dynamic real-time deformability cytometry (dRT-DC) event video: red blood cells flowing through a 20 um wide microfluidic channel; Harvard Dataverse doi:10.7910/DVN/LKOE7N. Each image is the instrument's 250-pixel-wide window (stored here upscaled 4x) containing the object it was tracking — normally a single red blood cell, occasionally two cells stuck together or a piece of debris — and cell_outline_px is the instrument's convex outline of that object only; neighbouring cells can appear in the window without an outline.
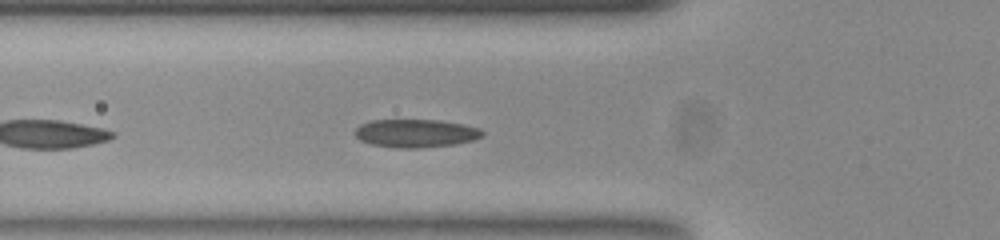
{"species": "common noctule bat (a hibernating species)", "species_latin": "Nyctalus noctula", "temperature_condition": "room temperature", "stored_images_in_passage": 37, "camera_frame_rate_fps": 3000, "um_per_image_px": 0.085, "animal": {"sex": "female", "body_mass_g": 23.0, "forearm_length_mm": 53.4}, "frame": {"image": 1, "passage_image": 6, "time_ms": 1.667, "image_size_px": [1000, 240], "cell_outline_px": [[484, 136], [472, 140], [456, 144], [416, 148], [396, 148], [372, 144], [360, 140], [356, 136], [356, 128], [360, 124], [372, 120], [436, 120], [460, 124], [480, 128], [484, 132]], "centroid_in_image_um": [35.34, 11.33], "position_along_channel_um": 90.5, "area_um2": 20.75}}
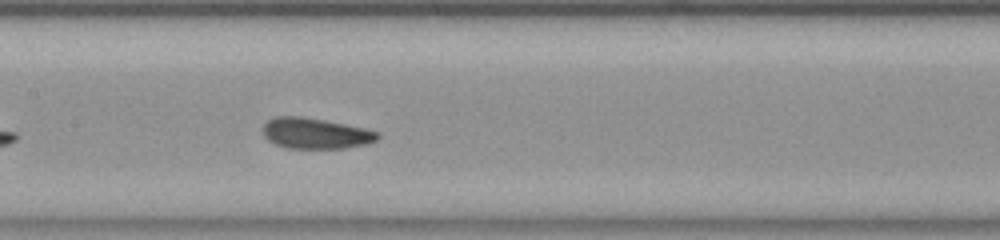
{"frame": {"image": 2, "passage_image": 13, "time_ms": 4.0, "image_size_px": [1000, 240], "cell_outline_px": [[380, 136], [376, 140], [368, 144], [344, 148], [288, 148], [276, 144], [268, 140], [264, 136], [264, 124], [268, 120], [276, 116], [300, 116], [324, 120], [364, 128], [380, 132]], "centroid_in_image_um": [26.84, 11.33], "position_along_channel_um": 180.6, "area_um2": 20.46}}
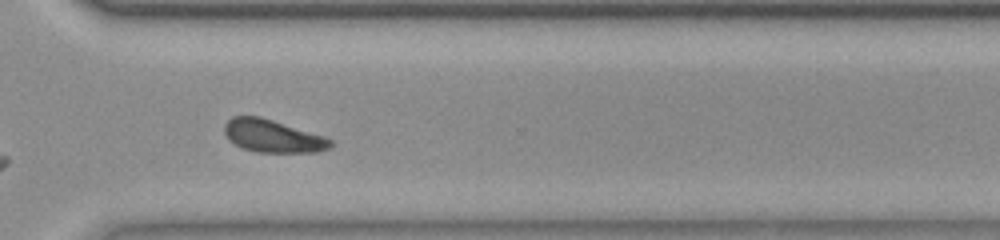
{"frame": {"image": 3, "passage_image": 26, "time_ms": 8.333, "image_size_px": [1000, 240], "cell_outline_px": [[332, 148], [316, 152], [256, 152], [244, 148], [236, 144], [224, 132], [224, 124], [232, 116], [260, 116], [324, 136], [332, 140]], "centroid_in_image_um": [23.21, 11.56], "position_along_channel_um": 347.4, "area_um2": 20.0}, "authors_computed_cell_mechanics": {"area_um2": 20.0566, "velocity_mm_per_s": 3.8547, "shape_relaxation_time_tau1_ms": 2.6327, "shape_relaxation_time_tau2_ms": 1.448, "deformation_change_tau1": 0.1164, "deformation_change_tau2": 0.0816}}